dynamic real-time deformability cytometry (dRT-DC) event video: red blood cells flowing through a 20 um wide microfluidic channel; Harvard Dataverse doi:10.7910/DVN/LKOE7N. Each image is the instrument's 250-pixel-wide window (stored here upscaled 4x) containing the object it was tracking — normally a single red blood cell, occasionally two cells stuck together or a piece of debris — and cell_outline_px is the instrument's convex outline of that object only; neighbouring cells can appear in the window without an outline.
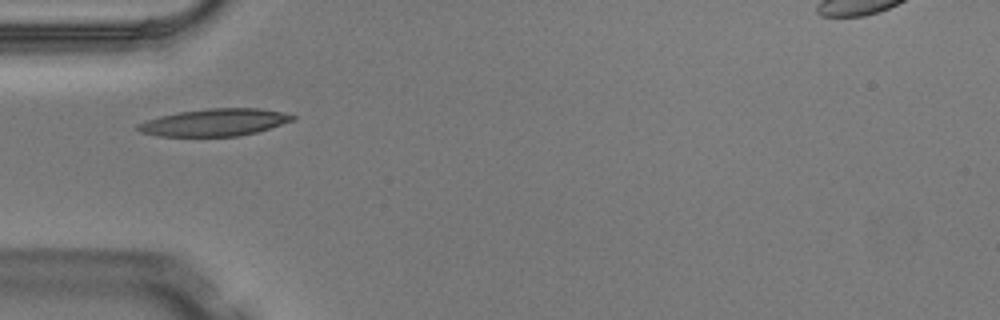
{"species": "Egyptian fruit bat (a non-hibernating species)", "species_latin": "Rousettus aegyptiacus", "temperature_condition": "warm", "stored_images_in_passage": 1, "camera_frame_rate_fps": 3000, "um_per_image_px": 0.085, "animal": {"sex": "male"}, "frame": {"image": 1, "passage_image": 1, "time_ms": 0.0, "image_size_px": [1000, 320], "cell_outline_px": [[296, 120], [256, 132], [236, 136], [156, 136], [140, 132], [136, 128], [136, 124], [160, 116], [180, 112], [208, 108], [260, 108], [284, 112], [296, 116]], "centroid_in_image_um": [18.26, 10.4], "position_along_channel_um": 66.7, "area_um2": 24.57}}